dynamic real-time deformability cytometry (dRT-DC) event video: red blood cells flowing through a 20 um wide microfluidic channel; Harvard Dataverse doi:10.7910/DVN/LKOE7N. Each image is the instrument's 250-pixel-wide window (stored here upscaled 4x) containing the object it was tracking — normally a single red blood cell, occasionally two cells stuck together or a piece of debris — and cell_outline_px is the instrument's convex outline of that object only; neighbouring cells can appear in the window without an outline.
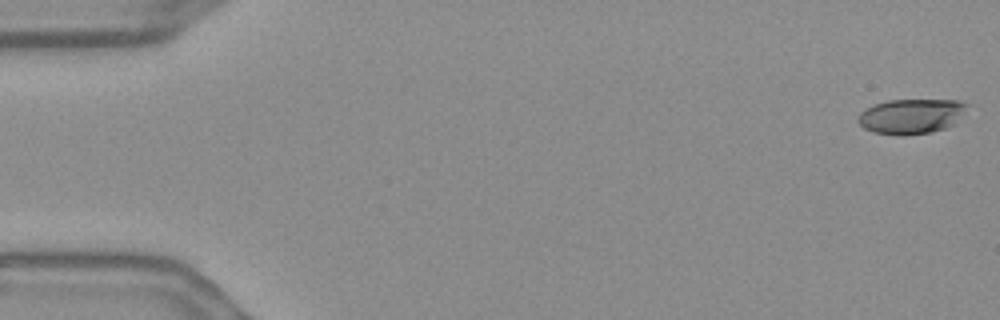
{"species": "Egyptian fruit bat (a non-hibernating species)", "species_latin": "Rousettus aegyptiacus", "temperature_condition": "warm", "stored_images_in_passage": 56, "camera_frame_rate_fps": 3000, "um_per_image_px": 0.085, "frame": {"image": 1, "passage_image": 1, "time_ms": 0.0, "image_size_px": [1000, 320], "cell_outline_px": [[968, 104], [952, 124], [944, 128], [932, 132], [904, 136], [900, 136], [876, 132], [864, 128], [856, 120], [856, 116], [864, 108], [888, 100], [956, 100]], "centroid_in_image_um": [77.36, 9.88], "position_along_channel_um": 7.6, "area_um2": 21.96}}
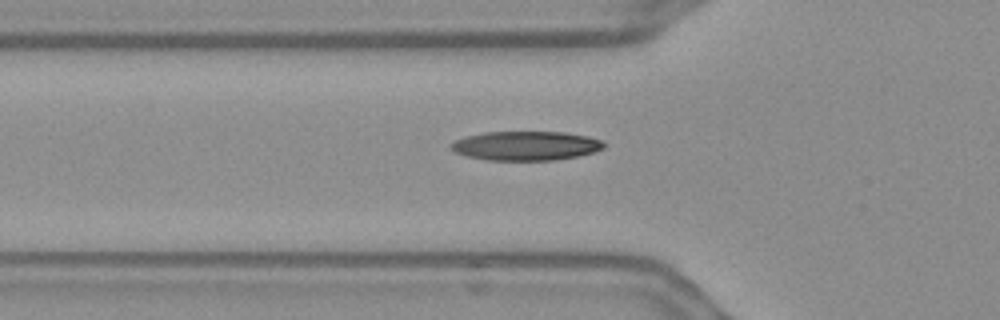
{"frame": {"image": 2, "passage_image": 19, "time_ms": 6.0, "image_size_px": [1000, 320], "cell_outline_px": [[608, 144], [604, 148], [596, 152], [580, 156], [556, 160], [488, 160], [468, 156], [456, 152], [448, 144], [456, 140], [468, 136], [484, 132], [564, 132], [588, 136], [600, 140]], "centroid_in_image_um": [44.77, 12.39], "position_along_channel_um": 81.0, "area_um2": 26.07}}
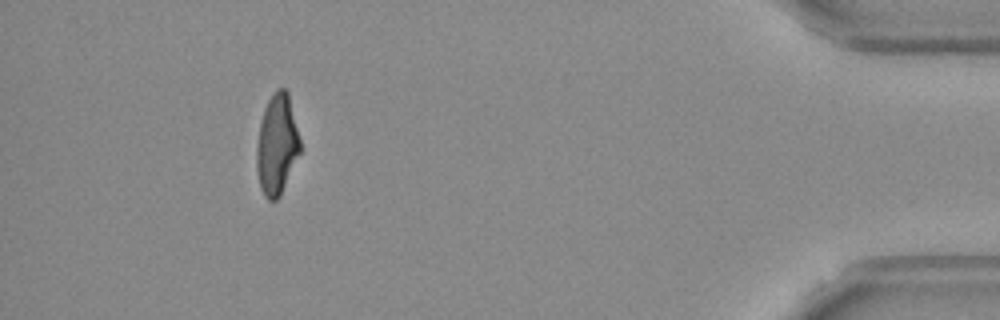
{"frame": {"image": 3, "passage_image": 51, "time_ms": 16.667, "image_size_px": [1000, 320], "cell_outline_px": [[300, 152], [280, 196], [276, 200], [268, 200], [264, 196], [260, 188], [256, 168], [256, 144], [260, 124], [264, 108], [272, 92], [276, 88], [284, 88], [288, 92], [300, 140]], "centroid_in_image_um": [23.52, 12.29], "position_along_channel_um": 411.7, "area_um2": 25.49}, "authors_computed_cell_mechanics": {"area_um2": 25.5476, "velocity_mm_per_s": 3.6645, "shape_relaxation_time_tau1_ms": 4.7739, "shape_relaxation_time_tau2_ms": 2.0902, "deformation_change_tau1": 0.1928, "deformation_change_tau2": 0.0929}}